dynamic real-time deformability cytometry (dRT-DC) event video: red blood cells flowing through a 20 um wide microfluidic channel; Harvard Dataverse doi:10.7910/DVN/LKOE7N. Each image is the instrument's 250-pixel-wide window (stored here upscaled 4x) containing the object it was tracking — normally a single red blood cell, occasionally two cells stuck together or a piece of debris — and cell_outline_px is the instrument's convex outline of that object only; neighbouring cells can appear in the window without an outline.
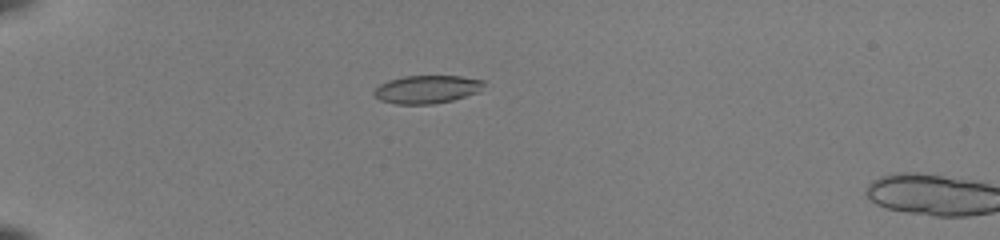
{"species": "common noctule bat (a hibernating species)", "species_latin": "Nyctalus noctula", "temperature_condition": "room temperature", "stored_images_in_passage": 4, "camera_frame_rate_fps": 3000, "um_per_image_px": 0.085, "animal": {"sex": "female", "body_mass_g": 22.0, "forearm_length_mm": 56.7}, "frame": {"image": 1, "passage_image": 2, "time_ms": 0.333, "image_size_px": [1000, 240], "cell_outline_px": [[484, 84], [480, 92], [452, 100], [432, 104], [396, 104], [380, 100], [372, 92], [380, 84], [388, 80], [404, 76], [460, 76], [484, 80]], "centroid_in_image_um": [36.3, 7.59], "position_along_channel_um": 48.7, "area_um2": 17.98}}